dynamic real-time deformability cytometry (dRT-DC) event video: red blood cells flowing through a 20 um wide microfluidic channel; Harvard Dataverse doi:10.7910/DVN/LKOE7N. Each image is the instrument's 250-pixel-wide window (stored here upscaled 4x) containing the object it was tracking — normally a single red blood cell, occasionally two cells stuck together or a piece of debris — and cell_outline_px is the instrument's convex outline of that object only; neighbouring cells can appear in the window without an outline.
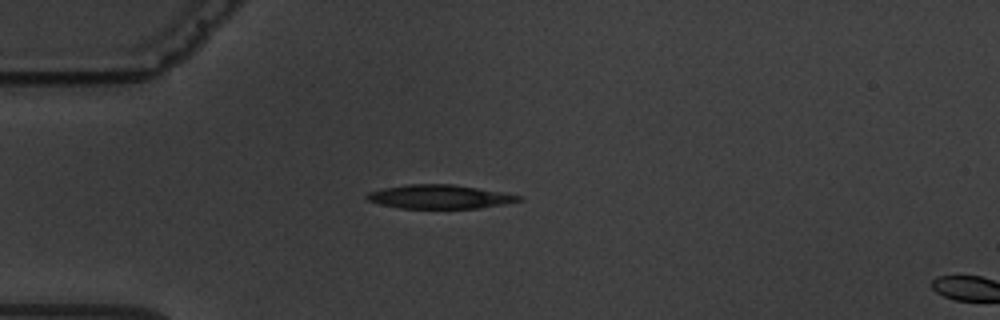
{"species": "common noctule bat (a hibernating species)", "species_latin": "Nyctalus noctula", "temperature_condition": "warm", "stored_images_in_passage": 4, "camera_frame_rate_fps": 3000, "um_per_image_px": 0.085, "animal": {"sex": "male", "body_mass_g": 19.5, "forearm_length_mm": 54.6}, "frame": {"image": 1, "passage_image": 3, "time_ms": 3.333, "image_size_px": [1000, 320], "cell_outline_px": [[524, 200], [504, 204], [480, 208], [400, 208], [368, 200], [364, 196], [368, 192], [384, 188], [408, 184], [452, 184], [504, 192], [524, 196]], "centroid_in_image_um": [37.44, 16.72], "position_along_channel_um": 47.6, "area_um2": 21.04}}